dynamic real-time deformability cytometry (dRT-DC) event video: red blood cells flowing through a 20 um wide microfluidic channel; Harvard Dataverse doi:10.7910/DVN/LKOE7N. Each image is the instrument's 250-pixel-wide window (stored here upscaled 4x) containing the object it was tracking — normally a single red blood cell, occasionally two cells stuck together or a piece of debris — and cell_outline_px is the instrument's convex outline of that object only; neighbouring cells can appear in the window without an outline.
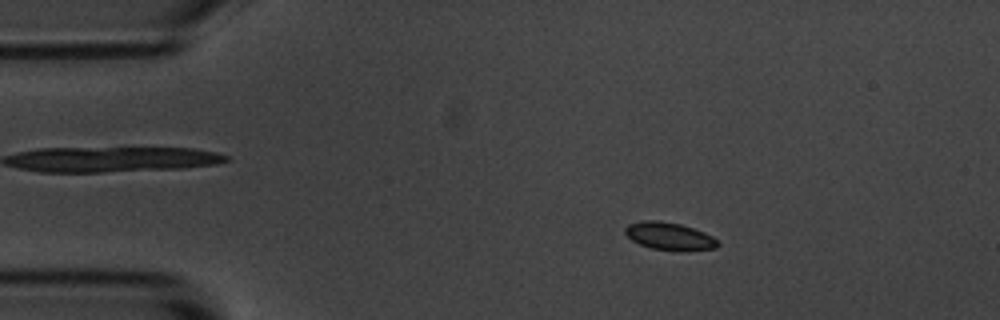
{"species": "common noctule bat (a hibernating species)", "species_latin": "Nyctalus noctula", "temperature_condition": "room temperature", "stored_images_in_passage": 47, "camera_frame_rate_fps": 3000, "um_per_image_px": 0.085, "animal": {"sex": "male", "body_mass_g": 20.1, "forearm_length_mm": 53.5}, "frame": {"image": 1, "passage_image": 2, "time_ms": 0.333, "image_size_px": [1000, 320], "cell_outline_px": [[720, 244], [716, 248], [688, 252], [680, 252], [652, 248], [640, 244], [632, 240], [624, 232], [624, 228], [628, 224], [644, 220], [660, 220], [680, 224], [704, 232], [712, 236]], "centroid_in_image_um": [56.92, 20.09], "position_along_channel_um": 28.1, "area_um2": 15.14}}
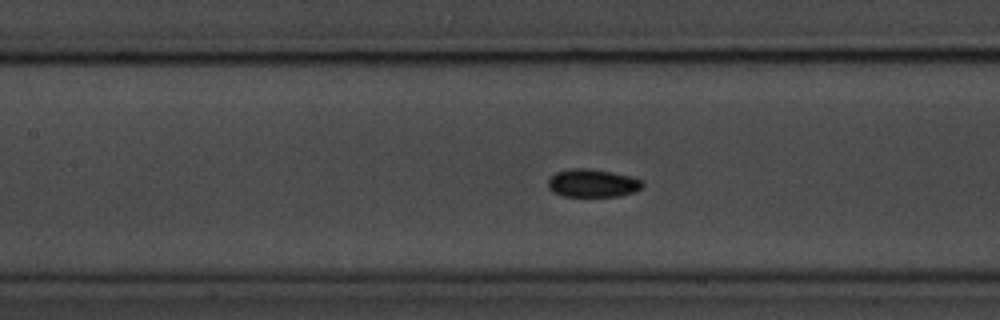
{"frame": {"image": 2, "passage_image": 17, "time_ms": 5.333, "image_size_px": [1000, 320], "cell_outline_px": [[644, 184], [640, 188], [632, 192], [620, 196], [564, 196], [552, 192], [548, 188], [548, 180], [556, 172], [572, 168], [588, 168], [612, 172], [632, 176], [644, 180]], "centroid_in_image_um": [50.37, 15.56], "position_along_channel_um": 157.0, "area_um2": 15.49}}
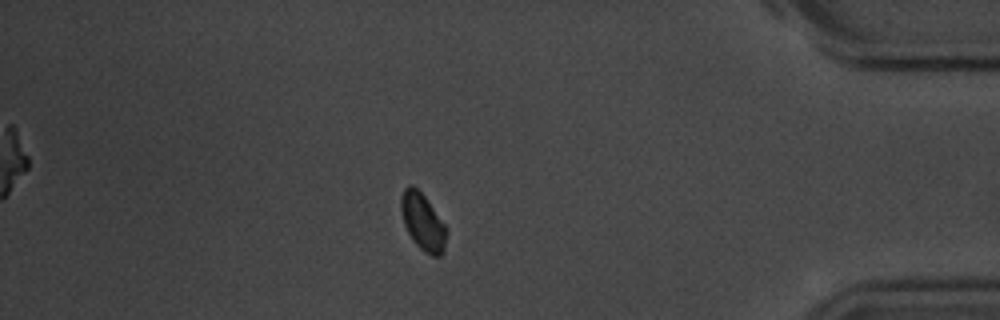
{"frame": {"image": 3, "passage_image": 40, "time_ms": 13.0, "image_size_px": [1000, 320], "cell_outline_px": [[448, 232], [444, 252], [440, 256], [432, 256], [424, 252], [412, 240], [404, 224], [400, 208], [400, 200], [404, 188], [408, 184], [412, 184], [424, 196], [448, 228]], "centroid_in_image_um": [35.95, 18.88], "position_along_channel_um": 399.2, "area_um2": 15.26}, "authors_computed_cell_mechanics": {"area_um2": 15.2014, "velocity_mm_per_s": 3.6604, "shape_relaxation_time_tau1_ms": null, "shape_relaxation_time_tau2_ms": 3.8885, "deformation_change_tau1": null, "deformation_change_tau2": 0.0632}}